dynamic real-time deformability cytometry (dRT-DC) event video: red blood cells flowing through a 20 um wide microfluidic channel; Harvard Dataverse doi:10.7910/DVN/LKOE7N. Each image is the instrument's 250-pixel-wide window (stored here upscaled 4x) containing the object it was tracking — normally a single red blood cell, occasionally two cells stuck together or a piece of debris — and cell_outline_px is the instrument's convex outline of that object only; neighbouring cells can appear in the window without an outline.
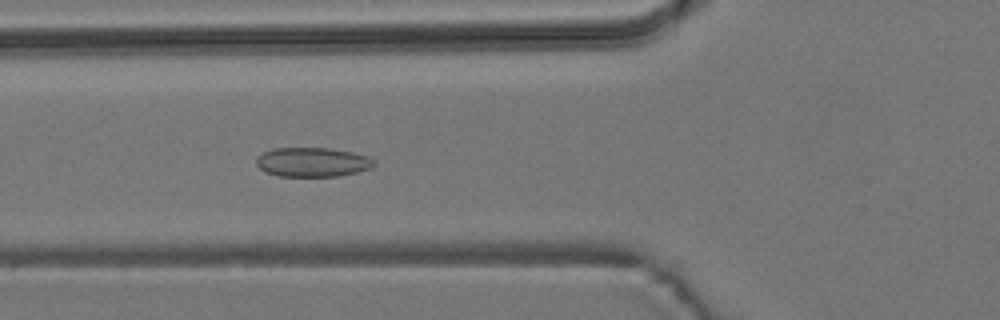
{"species": "common noctule bat (a hibernating species)", "species_latin": "Nyctalus noctula", "temperature_condition": "room temperature", "stored_images_in_passage": 54, "camera_frame_rate_fps": 3000, "um_per_image_px": 0.085, "animal": {"sex": "male", "body_mass_g": 19.2, "forearm_length_mm": 51.8}, "frame": {"image": 1, "passage_image": 20, "time_ms": 6.333, "image_size_px": [1000, 320], "cell_outline_px": [[376, 164], [372, 168], [356, 172], [336, 176], [280, 176], [264, 172], [256, 164], [256, 156], [272, 148], [328, 148], [352, 152], [368, 156], [376, 160]], "centroid_in_image_um": [26.56, 13.77], "position_along_channel_um": 99.2, "area_um2": 20.23}}
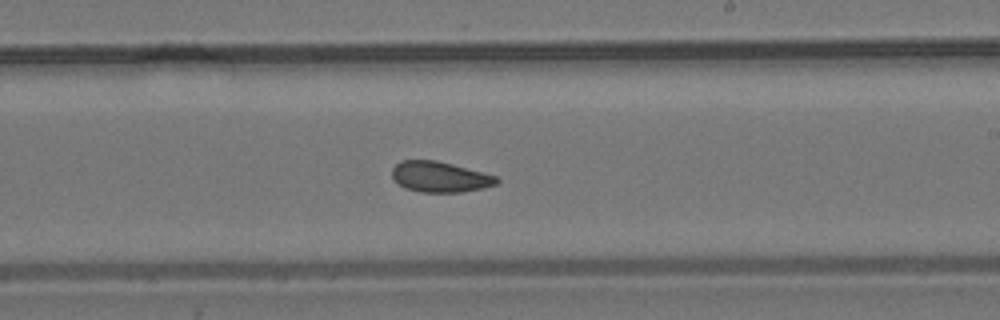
{"frame": {"image": 2, "passage_image": 32, "time_ms": 10.333, "image_size_px": [1000, 320], "cell_outline_px": [[500, 180], [496, 184], [480, 188], [460, 192], [420, 192], [404, 188], [392, 176], [392, 168], [400, 160], [436, 160], [452, 164], [496, 176]], "centroid_in_image_um": [37.36, 15.03], "position_along_channel_um": 251.6, "area_um2": 18.44}}
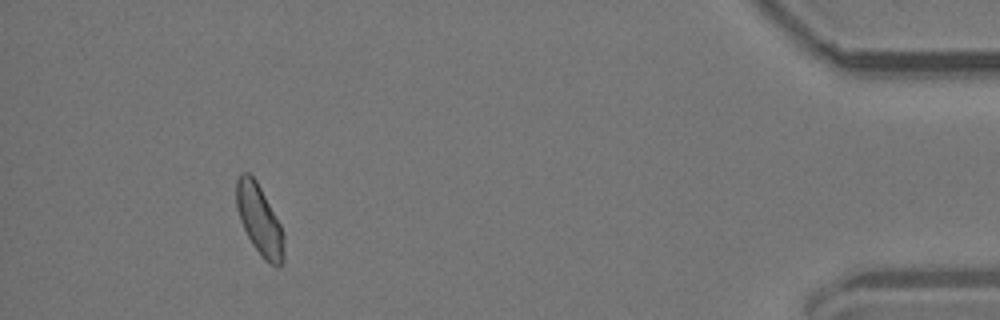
{"frame": {"image": 3, "passage_image": 50, "time_ms": 16.333, "image_size_px": [1000, 320], "cell_outline_px": [[284, 260], [280, 264], [272, 264], [264, 260], [260, 256], [252, 244], [240, 220], [236, 204], [236, 180], [240, 172], [248, 172], [256, 180], [280, 224], [284, 232]], "centroid_in_image_um": [22.04, 18.68], "position_along_channel_um": 413.2, "area_um2": 19.31}, "authors_computed_cell_mechanics": {"area_um2": 19.363, "velocity_mm_per_s": 3.8051, "shape_relaxation_time_tau1_ms": null, "shape_relaxation_time_tau2_ms": 4.2962, "deformation_change_tau1": null, "deformation_change_tau2": 0.0963}}